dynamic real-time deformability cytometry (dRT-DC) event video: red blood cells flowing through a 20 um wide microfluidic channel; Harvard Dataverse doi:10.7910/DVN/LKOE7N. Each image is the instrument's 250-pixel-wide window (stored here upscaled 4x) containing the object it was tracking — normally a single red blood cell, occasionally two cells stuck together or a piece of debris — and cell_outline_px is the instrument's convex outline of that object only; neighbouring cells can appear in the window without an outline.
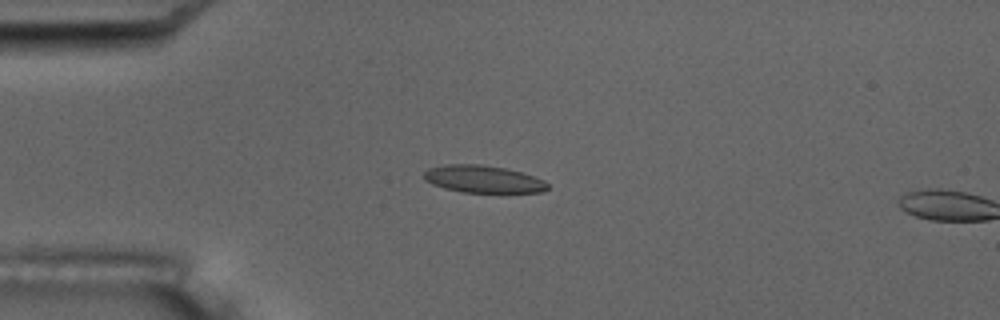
{"species": "common noctule bat (a hibernating species)", "species_latin": "Nyctalus noctula", "temperature_condition": "room temperature", "stored_images_in_passage": 2, "camera_frame_rate_fps": 3000, "um_per_image_px": 0.085, "animal": {"sex": "male", "body_mass_g": 17.5, "forearm_length_mm": 52.3}, "frame": {"image": 1, "passage_image": 1, "time_ms": 0.0, "image_size_px": [1000, 320], "cell_outline_px": [[548, 188], [544, 192], [460, 192], [444, 188], [432, 184], [424, 180], [424, 172], [428, 168], [444, 164], [480, 164], [504, 168], [536, 176], [544, 180], [548, 184]], "centroid_in_image_um": [41.05, 15.22], "position_along_channel_um": 43.9, "area_um2": 19.77}}